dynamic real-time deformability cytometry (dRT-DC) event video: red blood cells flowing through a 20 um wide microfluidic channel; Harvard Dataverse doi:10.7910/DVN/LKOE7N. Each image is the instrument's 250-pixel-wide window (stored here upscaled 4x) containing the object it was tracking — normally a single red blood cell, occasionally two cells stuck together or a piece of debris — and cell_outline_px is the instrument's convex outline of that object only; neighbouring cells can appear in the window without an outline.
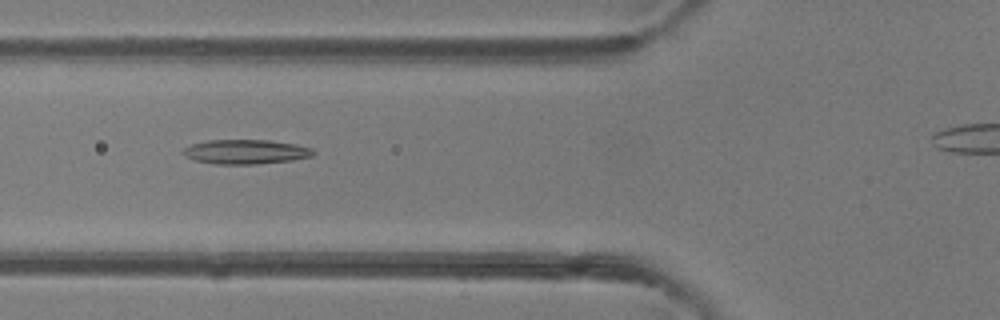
{"species": "common noctule bat (a hibernating species)", "species_latin": "Nyctalus noctula", "temperature_condition": "room temperature", "stored_images_in_passage": 22, "camera_frame_rate_fps": 3000, "um_per_image_px": 0.085, "animal": {"sex": "female"}, "frame": {"image": 1, "passage_image": 15, "time_ms": 4.667, "image_size_px": [1000, 320], "cell_outline_px": [[316, 152], [312, 156], [292, 160], [256, 164], [216, 164], [196, 160], [184, 156], [180, 152], [184, 148], [192, 144], [208, 140], [268, 140], [296, 144], [312, 148]], "centroid_in_image_um": [20.88, 12.9], "position_along_channel_um": 104.9, "area_um2": 18.55}}
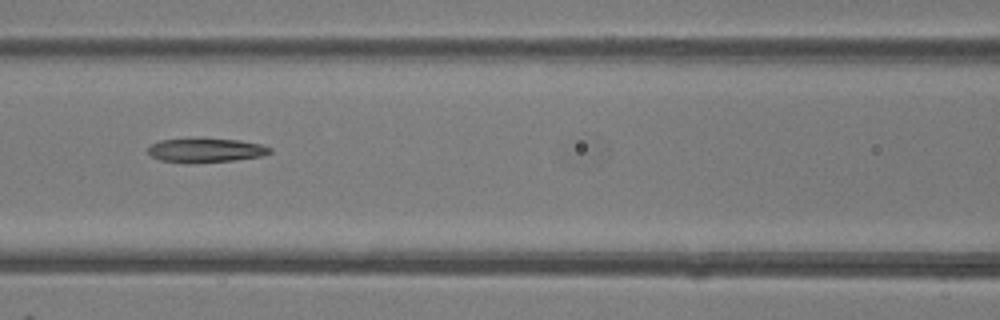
{"frame": {"image": 2, "passage_image": 18, "time_ms": 5.667, "image_size_px": [1000, 320], "cell_outline_px": [[272, 152], [264, 156], [232, 160], [184, 164], [160, 160], [152, 156], [148, 152], [148, 148], [152, 144], [160, 140], [240, 140], [260, 144], [272, 148]], "centroid_in_image_um": [17.51, 12.81], "position_along_channel_um": 149.1, "area_um2": 16.76}}
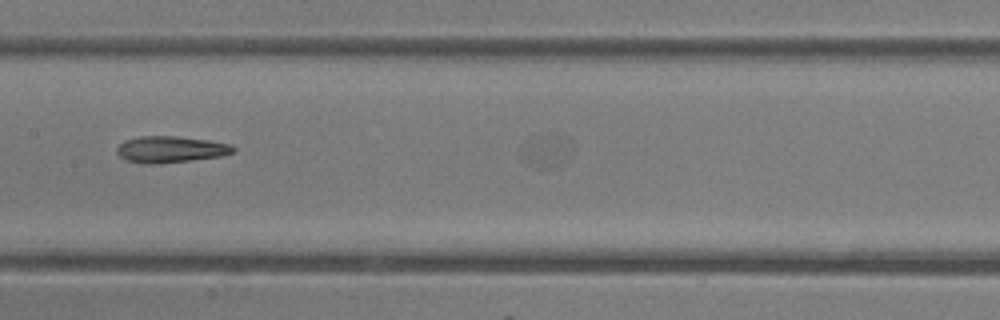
{"frame": {"image": 3, "passage_image": 21, "time_ms": 6.667, "image_size_px": [1000, 320], "cell_outline_px": [[236, 152], [220, 156], [192, 160], [160, 164], [144, 164], [128, 160], [120, 156], [116, 152], [116, 148], [124, 140], [140, 136], [176, 136], [208, 140], [232, 144], [236, 148]], "centroid_in_image_um": [14.52, 12.7], "position_along_channel_um": 192.9, "area_um2": 18.09}}